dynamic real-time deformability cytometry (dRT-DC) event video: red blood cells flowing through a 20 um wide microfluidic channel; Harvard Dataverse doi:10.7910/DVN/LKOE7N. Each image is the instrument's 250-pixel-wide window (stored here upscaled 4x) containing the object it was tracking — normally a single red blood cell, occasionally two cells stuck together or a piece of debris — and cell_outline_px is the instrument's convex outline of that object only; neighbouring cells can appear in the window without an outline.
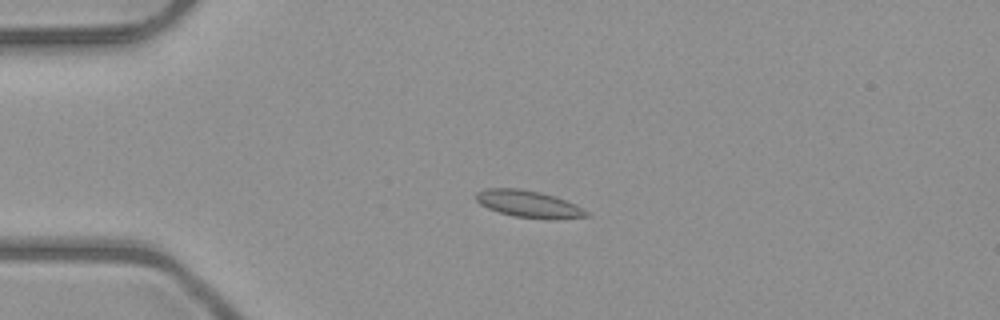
{"species": "common noctule bat (a hibernating species)", "species_latin": "Nyctalus noctula", "temperature_condition": "room temperature", "stored_images_in_passage": 51, "camera_frame_rate_fps": 3000, "um_per_image_px": 0.085, "animal": {"sex": "male", "body_mass_g": 23.1, "forearm_length_mm": 52.7}, "frame": {"image": 1, "passage_image": 12, "time_ms": 3.667, "image_size_px": [1000, 320], "cell_outline_px": [[592, 216], [556, 220], [544, 220], [512, 216], [488, 208], [480, 204], [476, 200], [476, 192], [484, 188], [520, 188], [540, 192], [556, 196], [576, 204], [588, 212]], "centroid_in_image_um": [44.98, 17.35], "position_along_channel_um": 40.0, "area_um2": 17.8}}
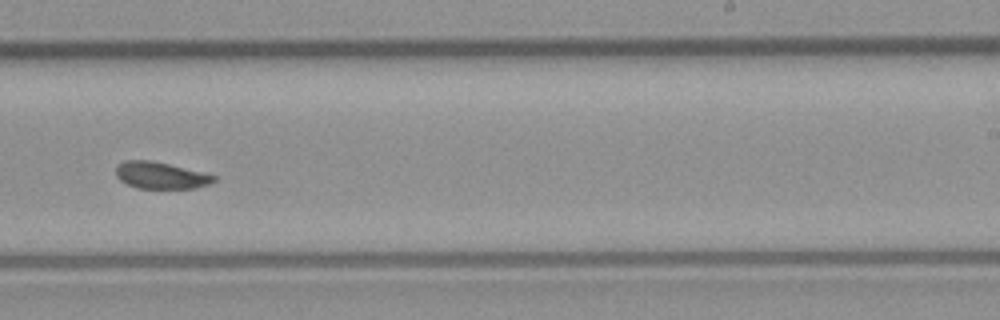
{"frame": {"image": 2, "passage_image": 32, "time_ms": 10.333, "image_size_px": [1000, 320], "cell_outline_px": [[216, 180], [208, 184], [196, 188], [136, 188], [120, 180], [116, 176], [116, 164], [124, 160], [148, 160], [168, 164], [216, 176]], "centroid_in_image_um": [13.6, 14.91], "position_along_channel_um": 275.4, "area_um2": 15.09}}
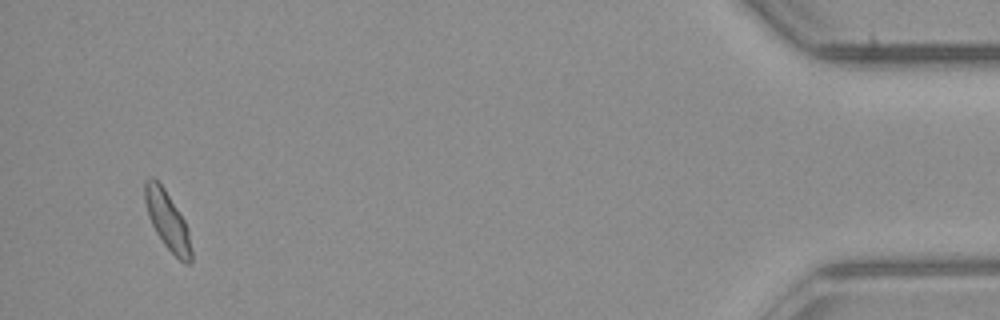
{"frame": {"image": 3, "passage_image": 49, "time_ms": 16.0, "image_size_px": [1000, 320], "cell_outline_px": [[192, 264], [184, 264], [164, 244], [156, 232], [148, 216], [144, 200], [144, 180], [148, 176], [152, 176], [164, 188], [184, 220], [188, 228], [192, 252]], "centroid_in_image_um": [14.22, 18.74], "position_along_channel_um": 421.0, "area_um2": 15.78}, "authors_computed_cell_mechanics": {"area_um2": 16.0684, "velocity_mm_per_s": 4.0075, "shape_relaxation_time_tau1_ms": 7.7529, "shape_relaxation_time_tau2_ms": 2.1164, "deformation_change_tau1": 0.1344, "deformation_change_tau2": 0.038}}